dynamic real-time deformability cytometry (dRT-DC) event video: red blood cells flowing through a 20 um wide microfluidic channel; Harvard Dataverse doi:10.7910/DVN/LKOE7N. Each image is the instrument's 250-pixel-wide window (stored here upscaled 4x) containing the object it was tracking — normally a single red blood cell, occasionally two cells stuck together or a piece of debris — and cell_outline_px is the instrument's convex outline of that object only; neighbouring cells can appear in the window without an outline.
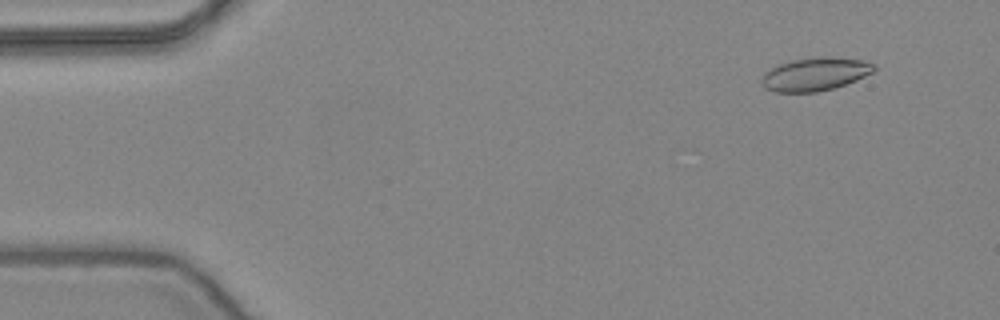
{"species": "common noctule bat (a hibernating species)", "species_latin": "Nyctalus noctula", "temperature_condition": "warm", "stored_images_in_passage": 54, "camera_frame_rate_fps": 3000, "um_per_image_px": 0.085, "animal": {"sex": "female", "body_mass_g": 24.6, "forearm_length_mm": 56.2}, "frame": {"image": 1, "passage_image": 5, "time_ms": 1.333, "image_size_px": [1000, 320], "cell_outline_px": [[876, 68], [872, 72], [856, 80], [832, 88], [816, 92], [776, 92], [764, 88], [760, 80], [764, 72], [776, 64], [792, 60], [812, 56], [832, 56], [860, 60], [876, 64]], "centroid_in_image_um": [69.23, 6.28], "position_along_channel_um": 15.8, "area_um2": 21.96}}
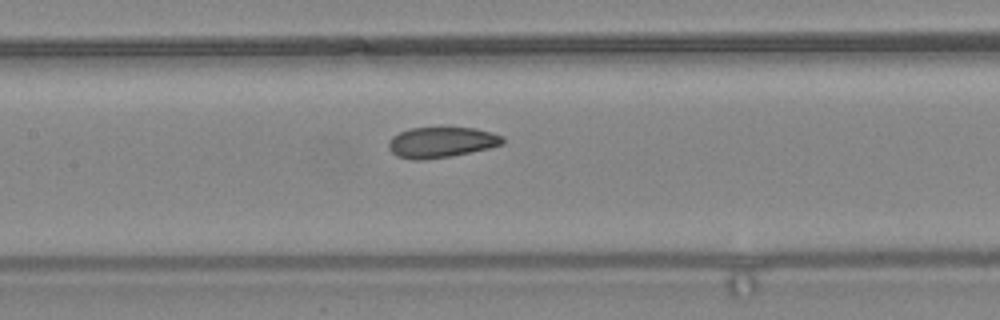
{"frame": {"image": 2, "passage_image": 25, "time_ms": 8.0, "image_size_px": [1000, 320], "cell_outline_px": [[504, 144], [488, 148], [452, 156], [424, 160], [412, 160], [396, 156], [388, 148], [388, 140], [392, 136], [400, 132], [412, 128], [472, 128], [492, 132], [504, 136]], "centroid_in_image_um": [37.5, 12.11], "position_along_channel_um": 169.9, "area_um2": 20.4}}
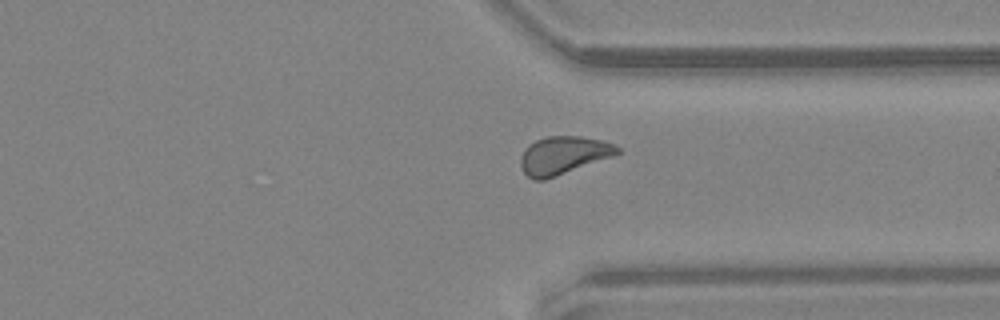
{"frame": {"image": 3, "passage_image": 40, "time_ms": 13.0, "image_size_px": [1000, 320], "cell_outline_px": [[620, 152], [616, 156], [544, 180], [532, 180], [524, 172], [520, 164], [520, 156], [524, 148], [528, 144], [536, 140], [548, 136], [580, 136], [600, 140], [612, 144], [620, 148]], "centroid_in_image_um": [47.88, 13.21], "position_along_channel_um": 363.5, "area_um2": 21.56}, "authors_computed_cell_mechanics": {"area_um2": 21.1259, "velocity_mm_per_s": 3.8785, "shape_relaxation_time_tau1_ms": 9.4689, "shape_relaxation_time_tau2_ms": 2.4693, "deformation_change_tau1": 0.1739, "deformation_change_tau2": 0.0763}}